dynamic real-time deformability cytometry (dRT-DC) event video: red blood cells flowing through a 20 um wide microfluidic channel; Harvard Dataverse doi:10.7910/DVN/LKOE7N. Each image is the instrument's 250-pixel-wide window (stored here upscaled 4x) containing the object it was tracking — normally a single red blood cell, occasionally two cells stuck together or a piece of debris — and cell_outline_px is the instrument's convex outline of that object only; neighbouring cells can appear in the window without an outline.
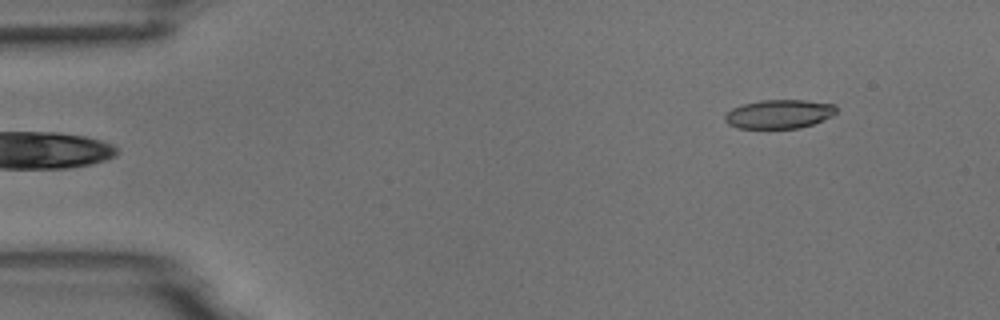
{"species": "common noctule bat (a hibernating species)", "species_latin": "Nyctalus noctula", "temperature_condition": "room temperature", "stored_images_in_passage": 9, "camera_frame_rate_fps": 3000, "um_per_image_px": 0.085, "animal": {"sex": "male", "body_mass_g": 18.8}, "frame": {"image": 1, "passage_image": 1, "time_ms": 0.0, "image_size_px": [1000, 320], "cell_outline_px": [[836, 112], [832, 116], [812, 124], [800, 128], [736, 128], [728, 124], [724, 120], [724, 116], [732, 108], [744, 104], [760, 100], [804, 100], [836, 104]], "centroid_in_image_um": [66.22, 9.69], "position_along_channel_um": 18.8, "area_um2": 18.73}}
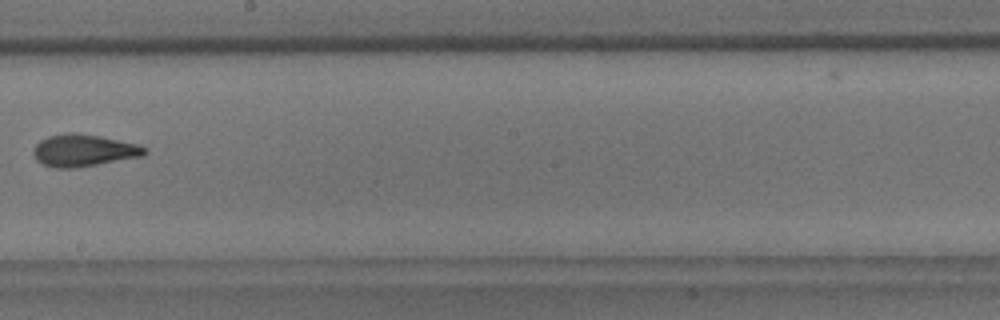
{"frame": {"image": 2, "passage_image": 8, "time_ms": 8.333, "image_size_px": [1000, 320], "cell_outline_px": [[148, 152], [144, 156], [72, 168], [56, 168], [44, 164], [36, 160], [32, 152], [36, 144], [40, 140], [48, 136], [72, 132], [76, 132], [100, 136], [140, 144], [148, 148]], "centroid_in_image_um": [7.14, 12.77], "position_along_channel_um": 241.1, "area_um2": 20.87}}
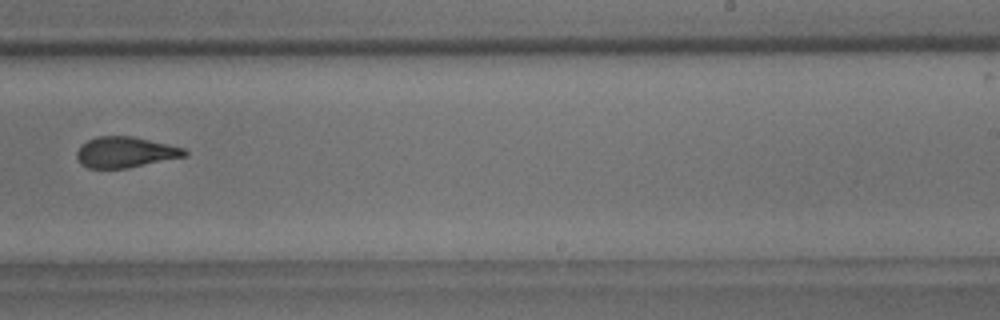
{"frame": {"image": 3, "passage_image": 9, "time_ms": 9.333, "image_size_px": [1000, 320], "cell_outline_px": [[188, 156], [128, 168], [88, 168], [80, 164], [76, 156], [76, 152], [80, 144], [96, 136], [132, 136], [168, 144], [184, 148], [188, 152]], "centroid_in_image_um": [10.64, 12.94], "position_along_channel_um": 278.4, "area_um2": 19.54}}